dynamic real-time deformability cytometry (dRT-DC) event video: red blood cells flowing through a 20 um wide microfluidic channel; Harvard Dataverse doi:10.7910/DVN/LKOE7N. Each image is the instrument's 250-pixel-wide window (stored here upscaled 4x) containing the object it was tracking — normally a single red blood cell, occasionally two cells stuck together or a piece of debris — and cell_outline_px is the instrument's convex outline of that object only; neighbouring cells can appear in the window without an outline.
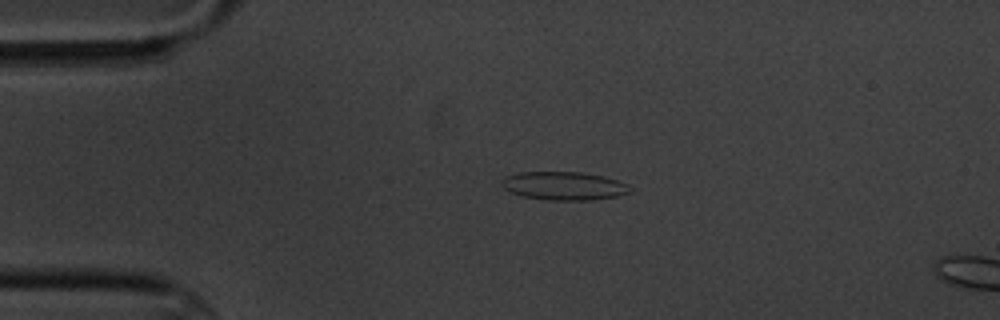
{"species": "common noctule bat (a hibernating species)", "species_latin": "Nyctalus noctula", "temperature_condition": "cold", "stored_images_in_passage": 3, "camera_frame_rate_fps": 3000, "um_per_image_px": 0.085, "animal": {"sex": "male", "body_mass_g": 20.1, "forearm_length_mm": 53.5}, "frame": {"image": 1, "passage_image": 2, "time_ms": 1.0, "image_size_px": [1000, 320], "cell_outline_px": [[632, 192], [620, 196], [588, 200], [548, 200], [524, 196], [512, 192], [504, 188], [500, 184], [500, 180], [504, 176], [520, 172], [584, 172], [604, 176], [628, 184], [632, 188]], "centroid_in_image_um": [47.96, 15.79], "position_along_channel_um": 37.0, "area_um2": 21.39}}